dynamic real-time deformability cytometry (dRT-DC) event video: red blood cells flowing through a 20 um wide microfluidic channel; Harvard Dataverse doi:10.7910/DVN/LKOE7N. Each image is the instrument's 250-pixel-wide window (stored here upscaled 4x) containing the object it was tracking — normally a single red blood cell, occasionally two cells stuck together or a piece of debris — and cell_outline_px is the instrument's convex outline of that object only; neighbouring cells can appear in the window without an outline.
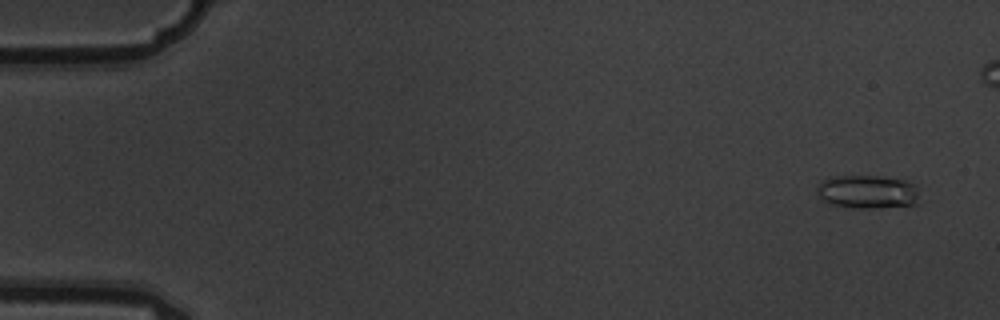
{"species": "common noctule bat (a hibernating species)", "species_latin": "Nyctalus noctula", "temperature_condition": "warm", "stored_images_in_passage": 6, "camera_frame_rate_fps": 3000, "um_per_image_px": 0.085, "animal": {"sex": "male", "body_mass_g": 19.5, "forearm_length_mm": 54.6}, "frame": {"image": 1, "passage_image": 1, "time_ms": 0.0, "image_size_px": [1000, 320], "cell_outline_px": [[916, 204], [880, 208], [848, 208], [832, 204], [824, 200], [816, 192], [816, 184], [820, 180], [832, 176], [880, 176], [904, 180], [916, 184]], "centroid_in_image_um": [73.67, 16.3], "position_along_channel_um": 11.3, "area_um2": 20.11}}